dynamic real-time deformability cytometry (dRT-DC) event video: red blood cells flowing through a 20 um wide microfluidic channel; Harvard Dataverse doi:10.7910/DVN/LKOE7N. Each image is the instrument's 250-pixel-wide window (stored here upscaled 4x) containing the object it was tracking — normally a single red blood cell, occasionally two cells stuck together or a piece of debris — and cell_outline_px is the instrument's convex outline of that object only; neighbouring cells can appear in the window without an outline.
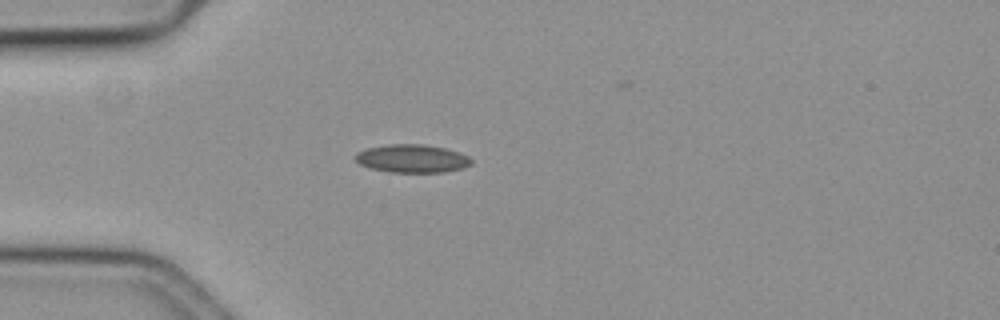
{"species": "common noctule bat (a hibernating species)", "species_latin": "Nyctalus noctula", "temperature_condition": "cold", "stored_images_in_passage": 53, "camera_frame_rate_fps": 3000, "um_per_image_px": 0.085, "animal": {"sex": "female", "body_mass_g": 19.3, "forearm_length_mm": 54.1}, "frame": {"image": 1, "passage_image": 11, "time_ms": 3.333, "image_size_px": [1000, 320], "cell_outline_px": [[472, 164], [464, 168], [444, 172], [388, 172], [372, 168], [360, 164], [356, 160], [356, 152], [368, 148], [388, 144], [424, 144], [444, 148], [468, 156], [472, 160]], "centroid_in_image_um": [35.04, 13.48], "position_along_channel_um": 50.0, "area_um2": 18.9}}
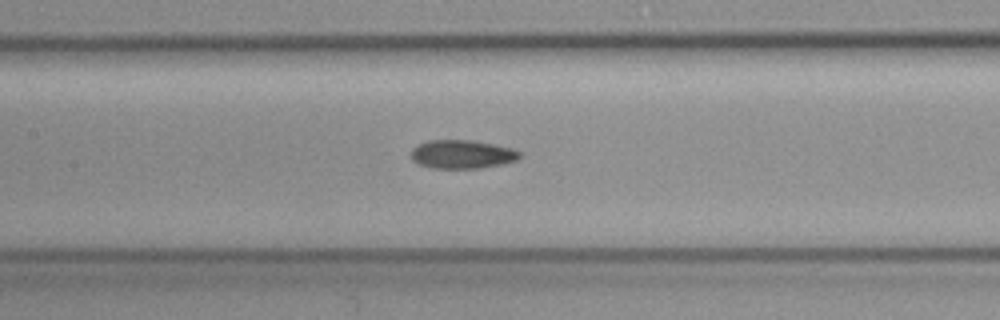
{"frame": {"image": 2, "passage_image": 22, "time_ms": 7.0, "image_size_px": [1000, 320], "cell_outline_px": [[520, 156], [516, 160], [500, 164], [480, 168], [432, 168], [420, 164], [412, 160], [412, 148], [428, 140], [472, 140], [512, 148], [520, 152]], "centroid_in_image_um": [39.27, 13.11], "position_along_channel_um": 168.1, "area_um2": 17.86}}
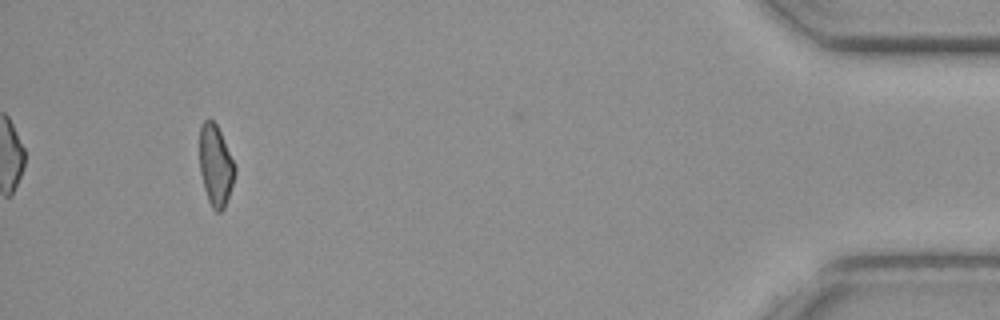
{"frame": {"image": 3, "passage_image": 49, "time_ms": 16.0, "image_size_px": [1000, 320], "cell_outline_px": [[236, 172], [224, 208], [220, 212], [216, 212], [212, 208], [208, 200], [204, 188], [200, 172], [200, 124], [204, 120], [212, 120], [216, 124], [236, 164]], "centroid_in_image_um": [18.33, 14.06], "position_along_channel_um": 416.9, "area_um2": 16.65}, "authors_computed_cell_mechanics": {"area_um2": 17.8602, "velocity_mm_per_s": 3.5845, "shape_relaxation_time_tau1_ms": 5.5397, "shape_relaxation_time_tau2_ms": null, "deformation_change_tau1": 0.126, "deformation_change_tau2": null}}